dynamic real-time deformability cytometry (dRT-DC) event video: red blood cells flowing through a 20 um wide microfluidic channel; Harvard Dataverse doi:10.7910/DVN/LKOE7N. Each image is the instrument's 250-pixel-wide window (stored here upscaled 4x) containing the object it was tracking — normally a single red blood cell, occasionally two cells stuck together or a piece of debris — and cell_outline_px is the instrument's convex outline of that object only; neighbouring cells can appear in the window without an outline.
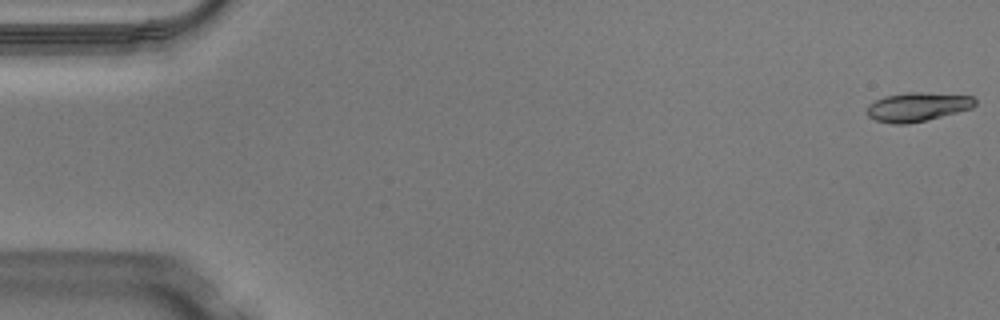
{"species": "Egyptian fruit bat (a non-hibernating species)", "species_latin": "Rousettus aegyptiacus", "temperature_condition": "warm", "stored_images_in_passage": 12, "camera_frame_rate_fps": 3000, "um_per_image_px": 0.085, "animal": {"sex": "male"}, "frame": {"image": 1, "passage_image": 1, "time_ms": 0.0, "image_size_px": [1000, 320], "cell_outline_px": [[976, 104], [972, 108], [908, 124], [892, 124], [876, 120], [868, 116], [868, 104], [884, 96], [908, 92], [920, 92], [972, 96], [976, 100]], "centroid_in_image_um": [77.96, 9.08], "position_along_channel_um": 7.0, "area_um2": 17.98}}